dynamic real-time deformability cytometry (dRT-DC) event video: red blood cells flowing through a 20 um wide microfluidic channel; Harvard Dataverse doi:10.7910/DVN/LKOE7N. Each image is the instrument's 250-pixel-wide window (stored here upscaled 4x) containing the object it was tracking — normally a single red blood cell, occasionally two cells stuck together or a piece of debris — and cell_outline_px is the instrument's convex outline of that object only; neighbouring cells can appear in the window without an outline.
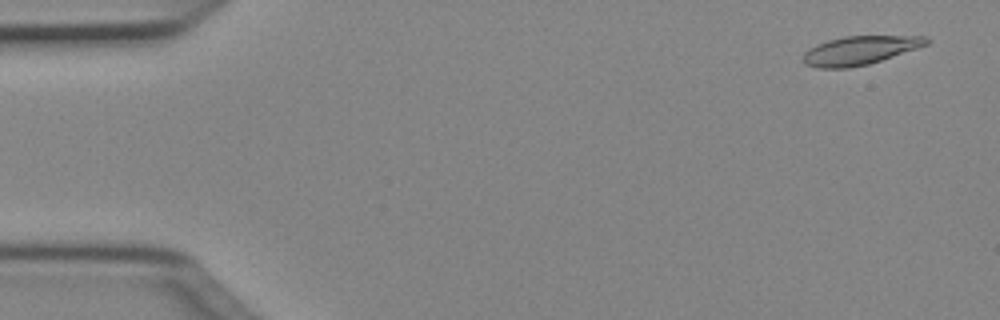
{"species": "Egyptian fruit bat (a non-hibernating species)", "species_latin": "Rousettus aegyptiacus", "temperature_condition": "cold", "stored_images_in_passage": 50, "camera_frame_rate_fps": 3000, "um_per_image_px": 0.085, "animal": {"sex": "female"}, "frame": {"image": 1, "passage_image": 3, "time_ms": 0.667, "image_size_px": [1000, 320], "cell_outline_px": [[932, 40], [928, 44], [868, 64], [848, 68], [816, 68], [804, 64], [800, 60], [804, 52], [808, 48], [816, 44], [828, 40], [844, 36], [928, 36]], "centroid_in_image_um": [73.02, 4.28], "position_along_channel_um": 12.0, "area_um2": 20.69}}
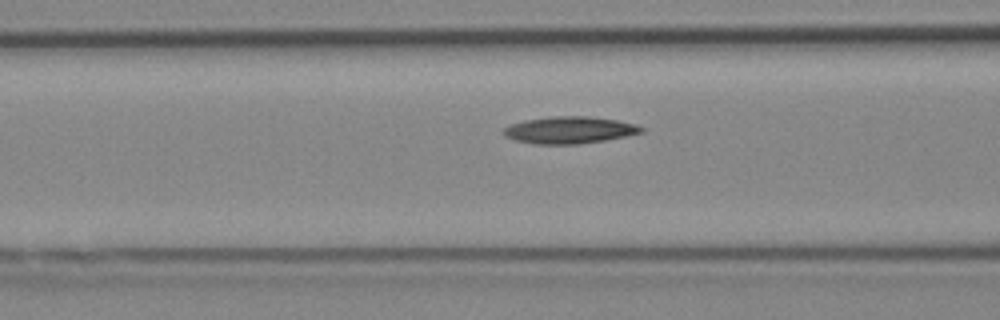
{"frame": {"image": 2, "passage_image": 20, "time_ms": 6.333, "image_size_px": [1000, 320], "cell_outline_px": [[644, 132], [604, 140], [580, 144], [532, 144], [516, 140], [504, 136], [500, 132], [504, 128], [512, 124], [524, 120], [552, 116], [588, 116], [616, 120], [636, 124], [644, 128]], "centroid_in_image_um": [48.37, 11.05], "position_along_channel_um": 118.2, "area_um2": 21.68}}
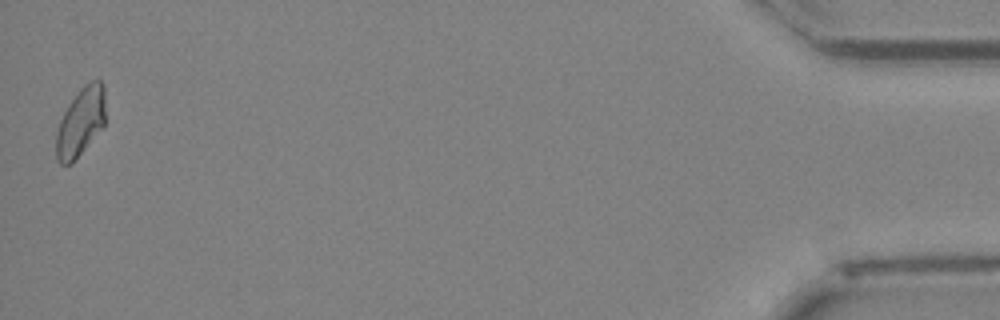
{"frame": {"image": 3, "passage_image": 50, "time_ms": 16.333, "image_size_px": [1000, 320], "cell_outline_px": [[104, 124], [72, 164], [60, 164], [56, 160], [56, 132], [60, 120], [68, 104], [80, 88], [84, 84], [92, 80], [100, 80], [104, 84]], "centroid_in_image_um": [6.83, 10.36], "position_along_channel_um": 428.4, "area_um2": 19.54}, "authors_computed_cell_mechanics": {"area_um2": 20.6057, "velocity_mm_per_s": 4.0303, "shape_relaxation_time_tau1_ms": 6.2791, "shape_relaxation_time_tau2_ms": null, "deformation_change_tau1": 0.1634, "deformation_change_tau2": null}}